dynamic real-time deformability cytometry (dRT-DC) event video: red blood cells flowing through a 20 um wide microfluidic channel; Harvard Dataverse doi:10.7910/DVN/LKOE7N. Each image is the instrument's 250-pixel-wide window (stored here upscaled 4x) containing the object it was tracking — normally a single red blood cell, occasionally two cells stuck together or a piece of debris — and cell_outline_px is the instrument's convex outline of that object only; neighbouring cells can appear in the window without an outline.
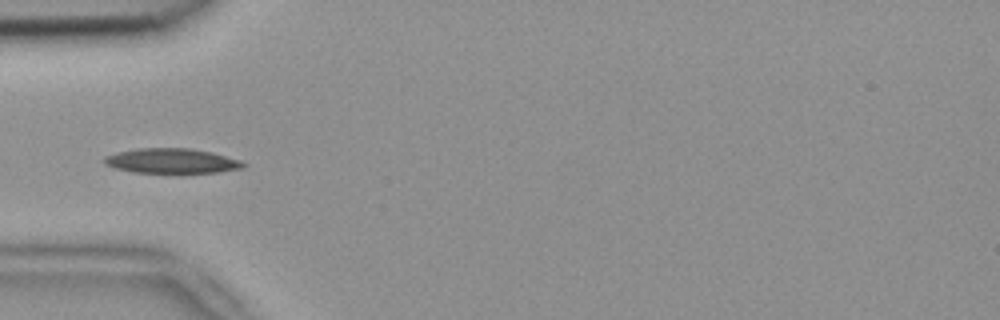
{"species": "common noctule bat (a hibernating species)", "species_latin": "Nyctalus noctula", "temperature_condition": "room temperature", "stored_images_in_passage": 8, "camera_frame_rate_fps": 3000, "um_per_image_px": 0.085, "animal": {"sex": "female", "body_mass_g": 18.4}, "frame": {"image": 1, "passage_image": 5, "time_ms": 1.333, "image_size_px": [1000, 320], "cell_outline_px": [[248, 164], [244, 168], [216, 172], [132, 172], [112, 168], [104, 164], [100, 160], [104, 156], [116, 152], [136, 148], [192, 148], [212, 152], [240, 160]], "centroid_in_image_um": [14.53, 13.66], "position_along_channel_um": 70.5, "area_um2": 20.35}}
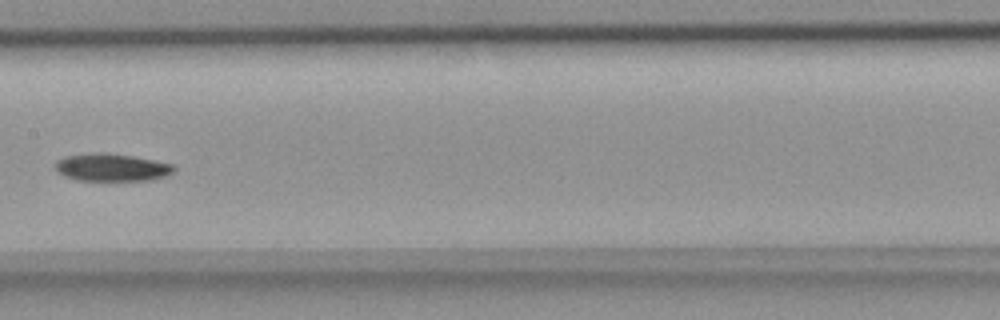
{"frame": {"image": 2, "passage_image": 8, "time_ms": 2.333, "image_size_px": [1000, 320], "cell_outline_px": [[176, 168], [168, 176], [152, 180], [76, 180], [64, 176], [56, 172], [52, 164], [56, 160], [64, 156], [92, 152], [104, 152], [132, 156], [172, 164]], "centroid_in_image_um": [9.42, 14.22], "position_along_channel_um": 198.0, "area_um2": 19.36}}